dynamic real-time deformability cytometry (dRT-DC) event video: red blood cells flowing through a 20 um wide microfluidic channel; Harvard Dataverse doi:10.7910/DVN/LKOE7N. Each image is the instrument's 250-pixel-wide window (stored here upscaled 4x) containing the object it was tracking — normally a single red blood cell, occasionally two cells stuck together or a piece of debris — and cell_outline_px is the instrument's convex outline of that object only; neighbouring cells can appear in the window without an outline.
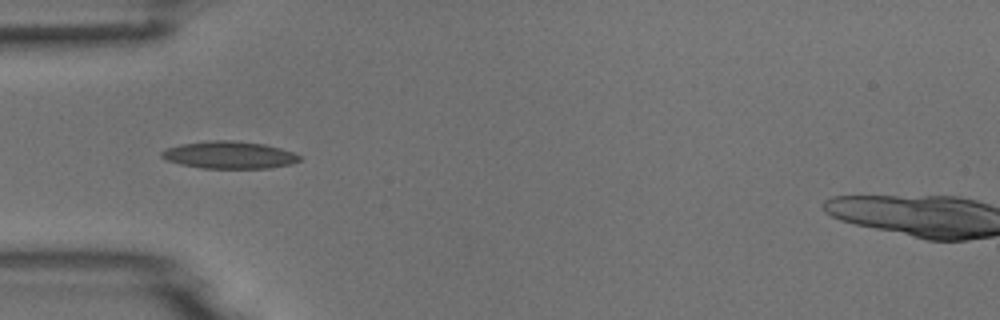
{"species": "common noctule bat (a hibernating species)", "species_latin": "Nyctalus noctula", "temperature_condition": "room temperature", "stored_images_in_passage": 7, "camera_frame_rate_fps": 3000, "um_per_image_px": 0.085, "animal": {"sex": "male", "body_mass_g": 18.8}, "frame": {"image": 1, "passage_image": 5, "time_ms": 4.333, "image_size_px": [1000, 320], "cell_outline_px": [[300, 160], [292, 164], [268, 168], [200, 168], [180, 164], [164, 160], [160, 156], [160, 152], [164, 148], [180, 144], [208, 140], [236, 140], [264, 144], [280, 148], [292, 152], [300, 156]], "centroid_in_image_um": [19.42, 13.16], "position_along_channel_um": 65.6, "area_um2": 22.2}}